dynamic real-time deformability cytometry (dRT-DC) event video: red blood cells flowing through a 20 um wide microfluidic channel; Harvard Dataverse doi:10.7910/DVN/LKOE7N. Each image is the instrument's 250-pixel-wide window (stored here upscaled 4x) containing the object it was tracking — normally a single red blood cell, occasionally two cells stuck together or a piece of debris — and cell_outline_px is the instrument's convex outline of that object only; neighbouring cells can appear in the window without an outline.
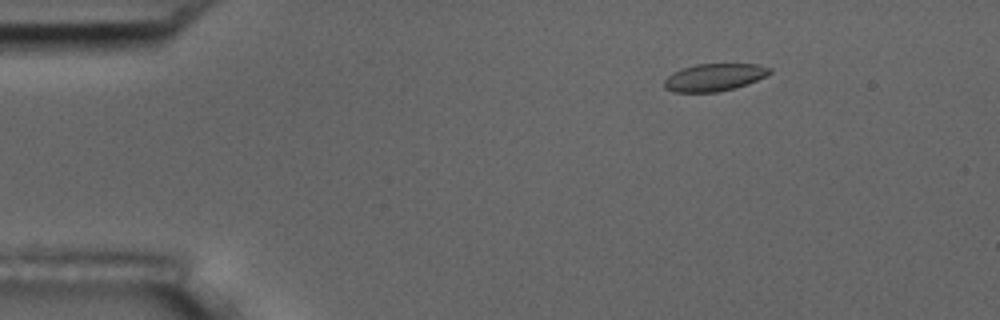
{"species": "common noctule bat (a hibernating species)", "species_latin": "Nyctalus noctula", "temperature_condition": "room temperature", "stored_images_in_passage": 4, "camera_frame_rate_fps": 3000, "um_per_image_px": 0.085, "animal": {"sex": "male", "body_mass_g": 17.5, "forearm_length_mm": 52.3}, "frame": {"image": 1, "passage_image": 2, "time_ms": 1.0, "image_size_px": [1000, 320], "cell_outline_px": [[772, 72], [756, 80], [732, 88], [716, 92], [672, 92], [664, 88], [664, 80], [672, 72], [696, 64], [756, 64], [772, 68]], "centroid_in_image_um": [60.67, 6.57], "position_along_channel_um": 24.3, "area_um2": 16.65}}